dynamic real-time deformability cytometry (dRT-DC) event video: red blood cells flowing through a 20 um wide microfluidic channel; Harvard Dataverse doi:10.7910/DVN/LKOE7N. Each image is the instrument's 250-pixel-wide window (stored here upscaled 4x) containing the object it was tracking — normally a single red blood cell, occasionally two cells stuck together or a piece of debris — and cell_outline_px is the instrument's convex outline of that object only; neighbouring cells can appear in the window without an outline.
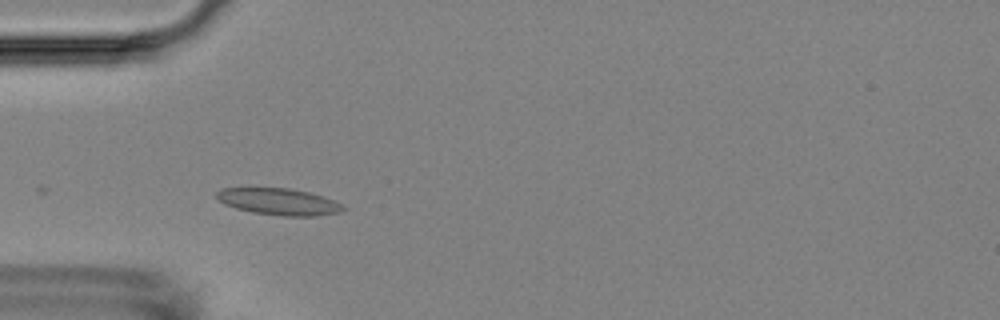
{"species": "Egyptian fruit bat (a non-hibernating species)", "species_latin": "Rousettus aegyptiacus", "temperature_condition": "room temperature", "stored_images_in_passage": 15, "camera_frame_rate_fps": 3000, "um_per_image_px": 0.085, "animal": {"sex": "female"}, "frame": {"image": 1, "passage_image": 5, "time_ms": 5.333, "image_size_px": [1000, 320], "cell_outline_px": [[348, 208], [340, 212], [316, 216], [280, 216], [252, 212], [236, 208], [224, 204], [216, 196], [216, 192], [220, 188], [288, 188], [308, 192], [344, 204]], "centroid_in_image_um": [23.71, 17.15], "position_along_channel_um": 61.3, "area_um2": 19.65}}
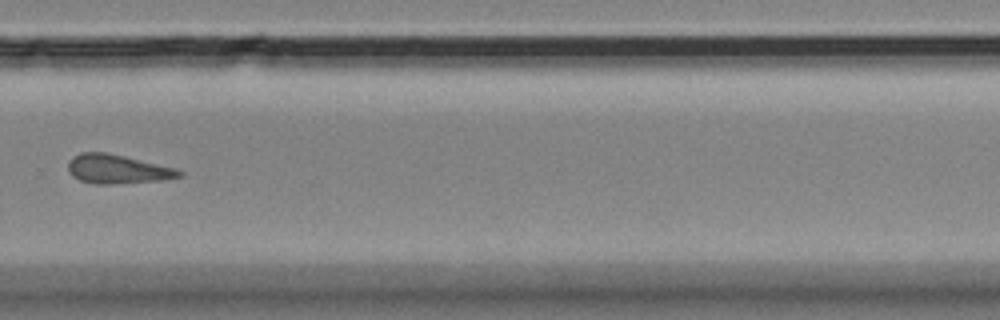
{"frame": {"image": 2, "passage_image": 11, "time_ms": 12.667, "image_size_px": [1000, 320], "cell_outline_px": [[184, 172], [180, 176], [160, 180], [112, 184], [96, 184], [80, 180], [72, 176], [68, 172], [68, 160], [80, 152], [104, 152], [124, 156], [176, 168]], "centroid_in_image_um": [9.94, 14.37], "position_along_channel_um": 319.9, "area_um2": 18.67}}
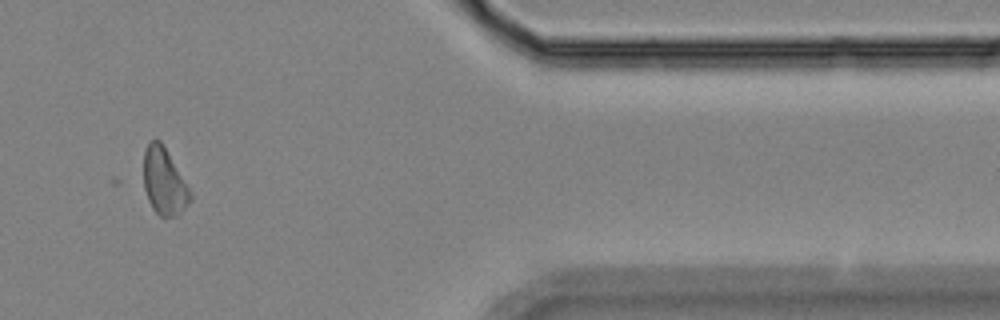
{"frame": {"image": 3, "passage_image": 13, "time_ms": 15.667, "image_size_px": [1000, 320], "cell_outline_px": [[192, 200], [176, 216], [160, 216], [152, 208], [148, 200], [144, 188], [144, 152], [148, 144], [152, 140], [160, 140], [188, 188], [192, 196]], "centroid_in_image_um": [13.93, 15.46], "position_along_channel_um": 397.5, "area_um2": 17.57}}